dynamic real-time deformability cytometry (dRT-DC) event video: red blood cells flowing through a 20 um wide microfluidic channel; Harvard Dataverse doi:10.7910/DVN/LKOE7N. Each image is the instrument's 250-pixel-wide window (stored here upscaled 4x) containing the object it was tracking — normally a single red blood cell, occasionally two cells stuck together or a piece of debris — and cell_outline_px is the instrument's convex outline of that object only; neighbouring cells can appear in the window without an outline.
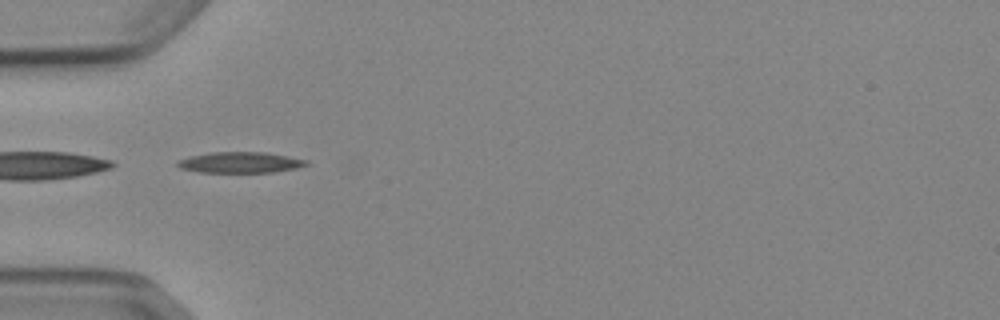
{"species": "Egyptian fruit bat (a non-hibernating species)", "species_latin": "Rousettus aegyptiacus", "temperature_condition": "cold", "stored_images_in_passage": 8, "segment_of_instrument_passage": [2, 2], "camera_frame_rate_fps": 3000, "um_per_image_px": 0.085, "animal": {"sex": "female"}, "frame": {"image": 1, "passage_image": 5, "time_ms": 5.667, "image_size_px": [1000, 320], "cell_outline_px": [[308, 164], [296, 168], [272, 172], [200, 172], [180, 168], [176, 164], [176, 160], [192, 156], [212, 152], [264, 152], [308, 160]], "centroid_in_image_um": [20.39, 13.8], "position_along_channel_um": 64.6, "area_um2": 15.49}}
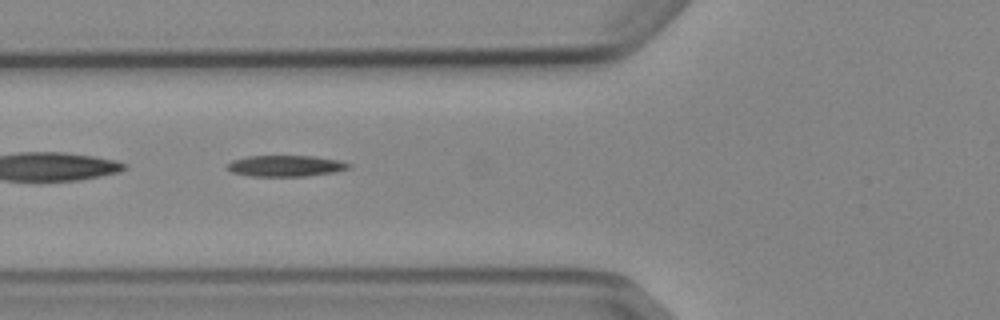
{"frame": {"image": 2, "passage_image": 6, "time_ms": 6.667, "image_size_px": [1000, 320], "cell_outline_px": [[352, 168], [332, 172], [308, 176], [252, 176], [232, 172], [228, 168], [228, 164], [232, 160], [248, 156], [312, 156], [340, 160], [352, 164]], "centroid_in_image_um": [24.33, 14.1], "position_along_channel_um": 101.5, "area_um2": 14.91}}